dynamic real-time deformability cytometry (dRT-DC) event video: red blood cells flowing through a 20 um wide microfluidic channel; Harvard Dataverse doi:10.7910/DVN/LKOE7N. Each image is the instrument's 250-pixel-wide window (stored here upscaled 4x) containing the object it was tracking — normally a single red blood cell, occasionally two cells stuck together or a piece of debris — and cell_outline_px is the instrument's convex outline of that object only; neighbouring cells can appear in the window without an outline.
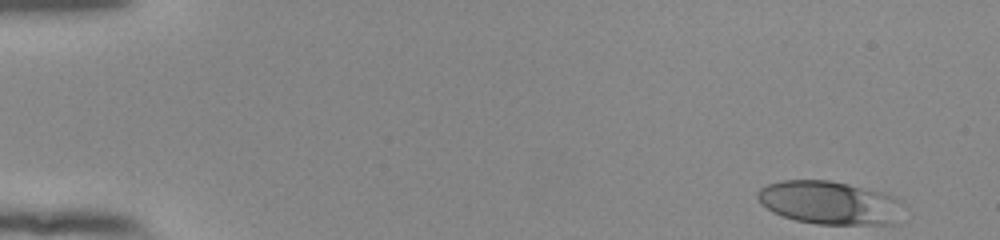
{"species": "human", "species_latin": "Homo sapiens", "temperature_condition": "room temperature", "stored_images_in_passage": 51, "camera_frame_rate_fps": 3000, "um_per_image_px": 0.085, "donor": {"sex": "female"}, "frame": {"image": 1, "passage_image": 1, "time_ms": 0.0, "image_size_px": [1000, 240], "cell_outline_px": [[900, 224], [816, 224], [796, 220], [772, 212], [760, 204], [756, 196], [756, 192], [760, 188], [768, 184], [784, 180], [828, 180], [848, 184], [884, 192], [892, 196], [896, 200]], "centroid_in_image_um": [70.44, 17.23], "position_along_channel_um": 14.6, "area_um2": 36.53}}
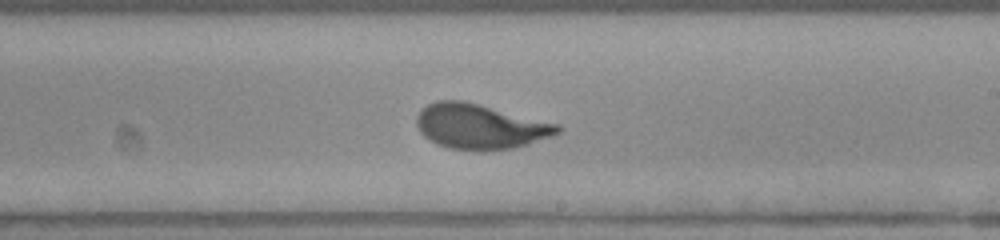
{"frame": {"image": 2, "passage_image": 30, "time_ms": 9.667, "image_size_px": [1000, 240], "cell_outline_px": [[564, 128], [560, 132], [552, 136], [528, 144], [512, 148], [480, 152], [448, 148], [436, 144], [424, 136], [420, 132], [416, 124], [416, 116], [428, 104], [436, 100], [464, 100], [560, 124]], "centroid_in_image_um": [40.82, 10.76], "position_along_channel_um": 248.2, "area_um2": 37.4}}
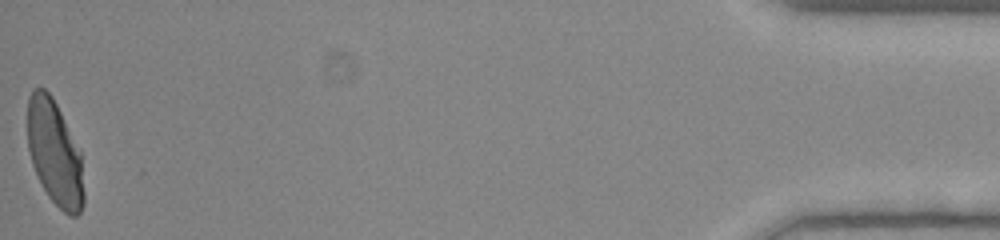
{"frame": {"image": 3, "passage_image": 51, "time_ms": 16.667, "image_size_px": [1000, 240], "cell_outline_px": [[84, 204], [80, 212], [76, 216], [68, 216], [48, 196], [32, 164], [28, 148], [28, 96], [32, 88], [44, 88], [52, 96], [80, 148], [84, 192]], "centroid_in_image_um": [4.66, 12.99], "position_along_channel_um": 430.5, "area_um2": 34.56}, "authors_computed_cell_mechanics": {"area_um2": 36.0672, "velocity_mm_per_s": 3.8737, "shape_relaxation_time_tau1_ms": 4.154, "shape_relaxation_time_tau2_ms": null, "deformation_change_tau1": 0.189, "deformation_change_tau2": null}}